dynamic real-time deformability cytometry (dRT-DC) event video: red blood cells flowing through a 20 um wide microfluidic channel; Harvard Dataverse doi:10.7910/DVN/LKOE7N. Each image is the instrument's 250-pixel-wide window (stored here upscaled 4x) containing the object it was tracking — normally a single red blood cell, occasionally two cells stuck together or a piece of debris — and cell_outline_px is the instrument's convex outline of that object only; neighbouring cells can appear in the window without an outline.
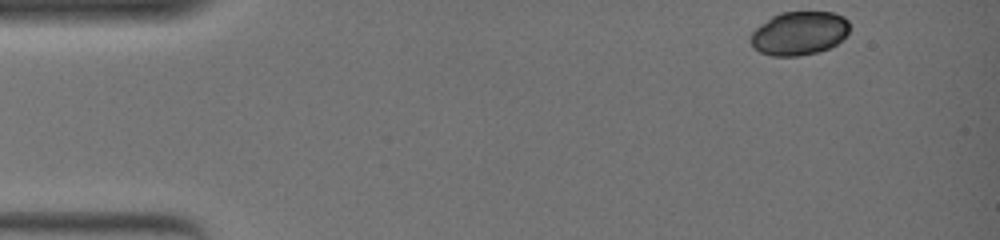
{"species": "common noctule bat (a hibernating species)", "species_latin": "Nyctalus noctula", "temperature_condition": "warm", "stored_images_in_passage": 44, "camera_frame_rate_fps": 3000, "um_per_image_px": 0.085, "animal": {"sex": "female", "body_mass_g": 19.0, "forearm_length_mm": 51.5}, "frame": {"image": 1, "passage_image": 1, "time_ms": 0.0, "image_size_px": [1000, 240], "cell_outline_px": [[848, 32], [836, 44], [820, 52], [796, 56], [772, 56], [760, 52], [752, 48], [748, 40], [752, 32], [760, 24], [772, 16], [780, 12], [832, 12], [844, 16], [848, 20]], "centroid_in_image_um": [67.88, 2.83], "position_along_channel_um": 17.1, "area_um2": 25.32}}
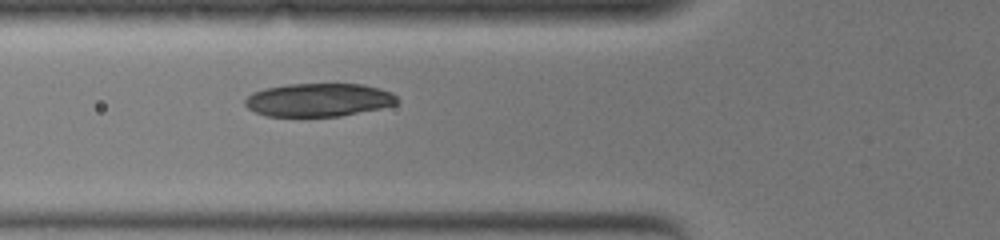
{"frame": {"image": 2, "passage_image": 16, "time_ms": 5.0, "image_size_px": [1000, 240], "cell_outline_px": [[400, 100], [396, 104], [380, 108], [340, 116], [264, 116], [248, 108], [244, 104], [244, 100], [252, 92], [264, 88], [288, 84], [364, 84], [380, 88], [392, 92]], "centroid_in_image_um": [27.08, 8.48], "position_along_channel_um": 98.7, "area_um2": 29.59}}
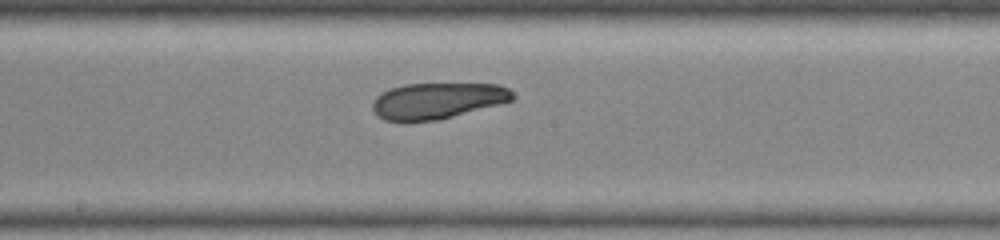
{"frame": {"image": 3, "passage_image": 25, "time_ms": 8.0, "image_size_px": [1000, 240], "cell_outline_px": [[516, 96], [512, 100], [440, 120], [408, 124], [404, 124], [384, 120], [376, 116], [372, 108], [372, 104], [376, 96], [392, 88], [404, 84], [500, 84], [508, 88]], "centroid_in_image_um": [37.12, 8.6], "position_along_channel_um": 211.1, "area_um2": 30.0}}